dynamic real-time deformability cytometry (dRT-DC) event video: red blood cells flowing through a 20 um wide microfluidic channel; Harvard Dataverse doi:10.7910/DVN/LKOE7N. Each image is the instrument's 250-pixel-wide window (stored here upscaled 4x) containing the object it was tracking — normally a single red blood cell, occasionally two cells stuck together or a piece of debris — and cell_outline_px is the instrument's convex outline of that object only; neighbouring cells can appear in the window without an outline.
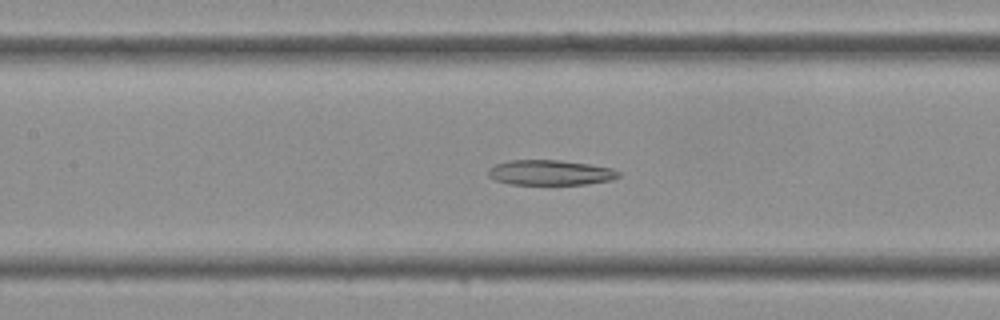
{"species": "Egyptian fruit bat (a non-hibernating species)", "species_latin": "Rousettus aegyptiacus", "temperature_condition": "cold", "stored_images_in_passage": 41, "camera_frame_rate_fps": 3000, "um_per_image_px": 0.085, "frame": {"image": 1, "passage_image": 19, "time_ms": 6.0, "image_size_px": [1000, 320], "cell_outline_px": [[620, 176], [612, 180], [588, 184], [508, 184], [496, 180], [488, 176], [488, 168], [496, 164], [508, 160], [560, 160], [588, 164], [612, 168], [620, 172]], "centroid_in_image_um": [46.77, 14.67], "position_along_channel_um": 160.6, "area_um2": 19.13}}
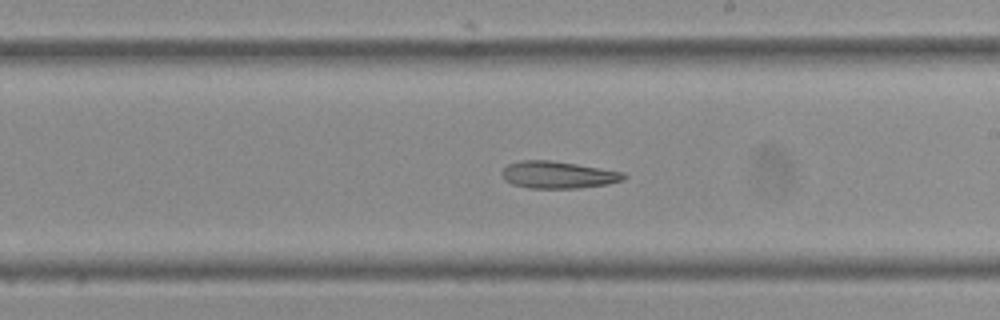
{"frame": {"image": 2, "passage_image": 24, "time_ms": 7.667, "image_size_px": [1000, 320], "cell_outline_px": [[628, 176], [624, 180], [608, 184], [576, 188], [528, 188], [512, 184], [504, 180], [500, 172], [508, 164], [520, 160], [548, 160], [576, 164], [624, 172]], "centroid_in_image_um": [47.42, 14.86], "position_along_channel_um": 241.6, "area_um2": 19.31}}
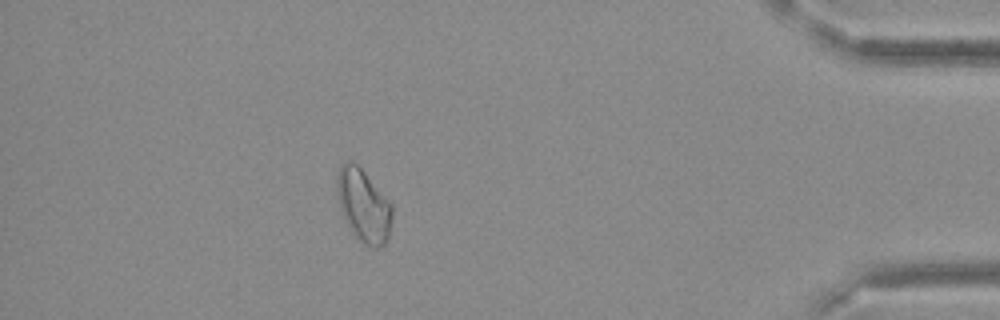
{"frame": {"image": 3, "passage_image": 37, "time_ms": 12.0, "image_size_px": [1000, 320], "cell_outline_px": [[392, 216], [388, 236], [384, 244], [376, 248], [372, 248], [364, 244], [352, 232], [340, 208], [336, 192], [336, 180], [340, 164], [348, 160], [352, 160], [364, 172], [392, 204]], "centroid_in_image_um": [30.88, 17.45], "position_along_channel_um": 404.3, "area_um2": 23.18}}